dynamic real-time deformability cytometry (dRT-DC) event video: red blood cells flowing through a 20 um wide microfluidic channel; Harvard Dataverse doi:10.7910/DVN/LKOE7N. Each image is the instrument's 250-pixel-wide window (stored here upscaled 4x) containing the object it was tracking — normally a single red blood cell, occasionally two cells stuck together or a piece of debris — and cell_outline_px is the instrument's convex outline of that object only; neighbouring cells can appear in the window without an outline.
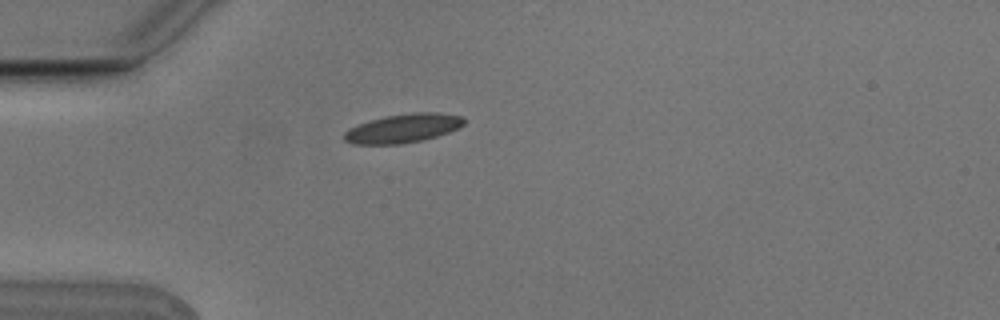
{"species": "Egyptian fruit bat (a non-hibernating species)", "species_latin": "Rousettus aegyptiacus", "temperature_condition": "cold", "stored_images_in_passage": 1, "camera_frame_rate_fps": 3000, "um_per_image_px": 0.085, "animal": {"sex": "male"}, "frame": {"image": 1, "passage_image": 1, "time_ms": 0.0, "image_size_px": [1000, 320], "cell_outline_px": [[464, 124], [448, 132], [436, 136], [420, 140], [400, 144], [352, 144], [344, 140], [344, 132], [348, 128], [384, 116], [412, 112], [436, 112], [460, 116], [464, 120]], "centroid_in_image_um": [34.22, 10.9], "position_along_channel_um": 50.8, "area_um2": 19.88}}